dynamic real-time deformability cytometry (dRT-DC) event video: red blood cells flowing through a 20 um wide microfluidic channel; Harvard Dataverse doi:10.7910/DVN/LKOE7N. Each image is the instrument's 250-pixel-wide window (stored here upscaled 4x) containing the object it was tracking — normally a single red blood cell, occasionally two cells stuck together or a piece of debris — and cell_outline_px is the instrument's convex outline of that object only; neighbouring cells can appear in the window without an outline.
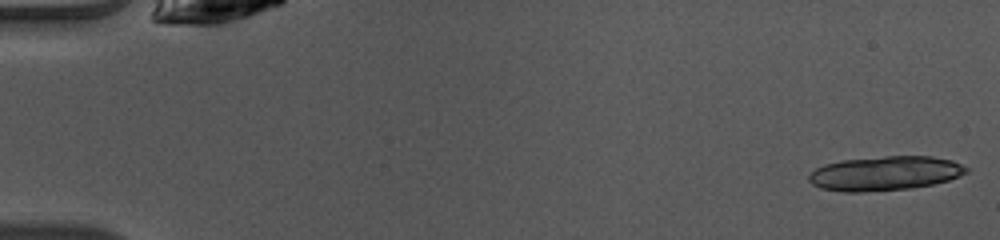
{"species": "common noctule bat (a hibernating species)", "species_latin": "Nyctalus noctula", "temperature_condition": "warm", "stored_images_in_passage": 24, "camera_frame_rate_fps": 3000, "um_per_image_px": 0.085, "animal": {"sex": "female", "body_mass_g": 10.0, "forearm_length_mm": 53.1}, "frame": {"image": 1, "passage_image": 1, "time_ms": 0.0, "image_size_px": [1000, 240], "cell_outline_px": [[968, 172], [960, 176], [948, 180], [932, 184], [912, 188], [864, 192], [840, 192], [820, 188], [812, 184], [808, 180], [808, 176], [816, 168], [824, 164], [840, 160], [884, 156], [932, 156], [952, 160], [968, 168]], "centroid_in_image_um": [75.2, 14.73], "position_along_channel_um": 9.8, "area_um2": 31.67}}